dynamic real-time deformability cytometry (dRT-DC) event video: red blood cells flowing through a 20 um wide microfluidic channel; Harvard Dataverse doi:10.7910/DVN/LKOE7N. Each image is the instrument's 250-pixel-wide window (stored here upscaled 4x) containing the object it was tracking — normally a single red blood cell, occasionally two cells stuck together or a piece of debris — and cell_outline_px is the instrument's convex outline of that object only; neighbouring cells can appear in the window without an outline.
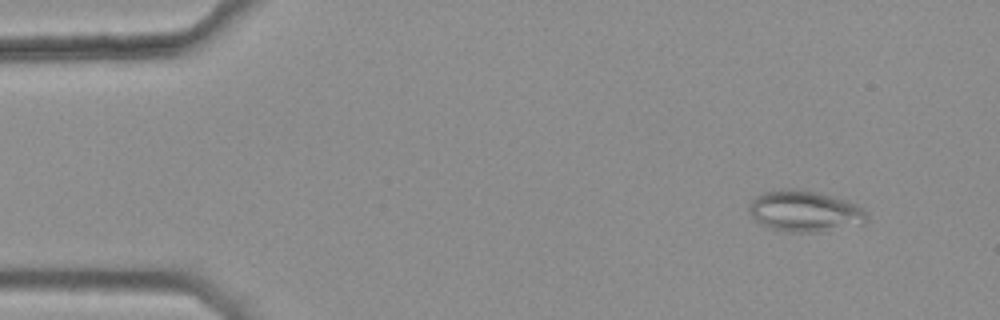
{"species": "common noctule bat (a hibernating species)", "species_latin": "Nyctalus noctula", "temperature_condition": "warm", "stored_images_in_passage": 44, "camera_frame_rate_fps": 3000, "um_per_image_px": 0.085, "animal": {"sex": "female", "body_mass_g": 25.1}, "frame": {"image": 1, "passage_image": 4, "time_ms": 1.0, "image_size_px": [1000, 320], "cell_outline_px": [[868, 220], [864, 224], [820, 232], [792, 232], [772, 228], [756, 220], [752, 216], [748, 208], [752, 200], [756, 196], [764, 192], [780, 188], [800, 188], [848, 200], [864, 208], [868, 216]], "centroid_in_image_um": [68.45, 17.93], "position_along_channel_um": 16.5, "area_um2": 28.44}}
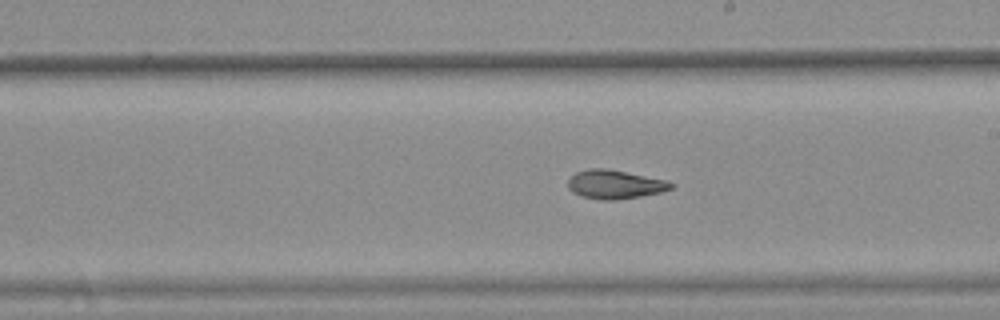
{"frame": {"image": 2, "passage_image": 29, "time_ms": 9.333, "image_size_px": [1000, 320], "cell_outline_px": [[676, 184], [672, 188], [660, 192], [640, 196], [616, 200], [600, 200], [580, 196], [572, 192], [568, 188], [568, 180], [576, 172], [592, 168], [604, 168], [664, 180]], "centroid_in_image_um": [52.22, 15.69], "position_along_channel_um": 236.8, "area_um2": 17.05}}
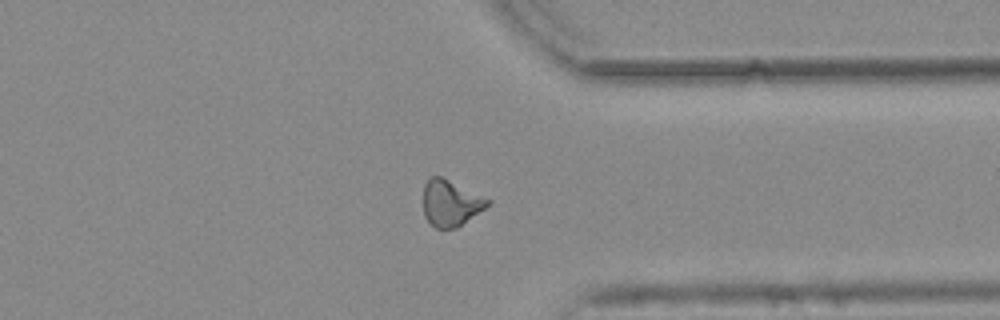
{"frame": {"image": 3, "passage_image": 40, "time_ms": 13.0, "image_size_px": [1000, 320], "cell_outline_px": [[492, 204], [456, 228], [436, 228], [424, 216], [424, 184], [432, 176], [440, 176], [492, 200]], "centroid_in_image_um": [38.33, 17.26], "position_along_channel_um": 373.1, "area_um2": 17.17}, "authors_computed_cell_mechanics": {"area_um2": 17.8024, "velocity_mm_per_s": 3.8056, "shape_relaxation_time_tau1_ms": null, "shape_relaxation_time_tau2_ms": 4.4925, "deformation_change_tau1": null, "deformation_change_tau2": 0.1219}}